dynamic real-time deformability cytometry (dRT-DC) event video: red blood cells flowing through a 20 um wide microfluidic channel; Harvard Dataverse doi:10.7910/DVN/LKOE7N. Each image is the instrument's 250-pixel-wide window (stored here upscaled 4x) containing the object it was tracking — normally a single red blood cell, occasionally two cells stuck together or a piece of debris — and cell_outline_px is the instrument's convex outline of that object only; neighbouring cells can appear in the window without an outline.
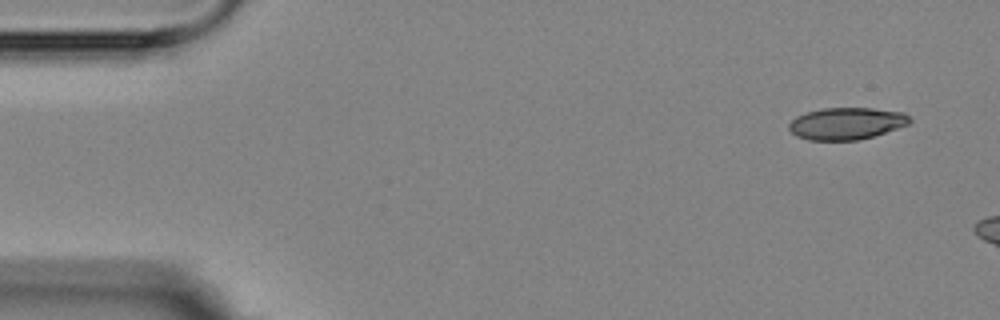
{"species": "Egyptian fruit bat (a non-hibernating species)", "species_latin": "Rousettus aegyptiacus", "temperature_condition": "room temperature", "stored_images_in_passage": 3, "camera_frame_rate_fps": 3000, "um_per_image_px": 0.085, "animal": {"sex": "female"}, "frame": {"image": 1, "passage_image": 1, "time_ms": 0.0, "image_size_px": [1000, 320], "cell_outline_px": [[912, 120], [908, 124], [860, 140], [808, 140], [796, 136], [788, 128], [788, 124], [796, 116], [808, 112], [824, 108], [872, 108], [904, 112]], "centroid_in_image_um": [71.93, 10.49], "position_along_channel_um": 13.1, "area_um2": 22.37}}